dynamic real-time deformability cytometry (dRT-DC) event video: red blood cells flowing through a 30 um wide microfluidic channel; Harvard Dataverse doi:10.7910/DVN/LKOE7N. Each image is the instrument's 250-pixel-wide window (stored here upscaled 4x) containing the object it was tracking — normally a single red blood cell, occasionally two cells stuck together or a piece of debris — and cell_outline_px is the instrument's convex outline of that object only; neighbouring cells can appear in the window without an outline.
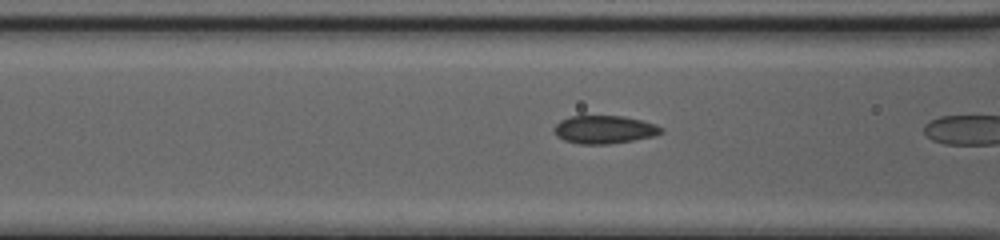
{"species": "common noctule bat (a hibernating species)", "species_latin": "Nyctalus noctula", "temperature_condition": "cold", "stored_images_in_passage": 6, "camera_frame_rate_fps": 3000, "um_per_image_px": 0.085, "animal": {"sex": "female", "body_mass_g": 20.0, "forearm_length_mm": 54.0}, "frame": {"image": 1, "passage_image": 5, "time_ms": 1.333, "image_size_px": [1000, 240], "cell_outline_px": [[664, 132], [656, 136], [608, 144], [580, 144], [564, 140], [556, 136], [556, 124], [560, 120], [572, 116], [624, 116], [656, 124], [664, 128]], "centroid_in_image_um": [51.42, 11.01], "position_along_channel_um": 115.2, "area_um2": 17.46}}